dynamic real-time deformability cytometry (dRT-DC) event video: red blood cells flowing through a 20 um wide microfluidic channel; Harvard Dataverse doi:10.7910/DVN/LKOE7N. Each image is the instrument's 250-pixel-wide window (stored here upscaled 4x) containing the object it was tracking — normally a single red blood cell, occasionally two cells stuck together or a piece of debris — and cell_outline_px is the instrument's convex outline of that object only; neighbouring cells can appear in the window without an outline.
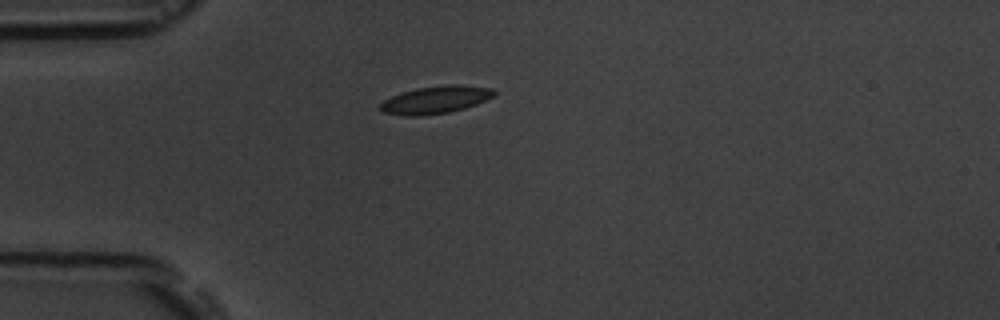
{"species": "common noctule bat (a hibernating species)", "species_latin": "Nyctalus noctula", "temperature_condition": "room temperature", "stored_images_in_passage": 1, "camera_frame_rate_fps": 3000, "um_per_image_px": 0.085, "animal": {"sex": "male", "body_mass_g": 19.5, "forearm_length_mm": 54.6}, "frame": {"image": 1, "passage_image": 1, "time_ms": 0.0, "image_size_px": [1000, 320], "cell_outline_px": [[496, 96], [476, 104], [464, 108], [448, 112], [420, 116], [404, 116], [384, 112], [376, 108], [384, 100], [392, 96], [416, 88], [444, 84], [460, 84], [492, 88], [496, 92]], "centroid_in_image_um": [37.03, 8.47], "position_along_channel_um": 48.0, "area_um2": 18.44}}